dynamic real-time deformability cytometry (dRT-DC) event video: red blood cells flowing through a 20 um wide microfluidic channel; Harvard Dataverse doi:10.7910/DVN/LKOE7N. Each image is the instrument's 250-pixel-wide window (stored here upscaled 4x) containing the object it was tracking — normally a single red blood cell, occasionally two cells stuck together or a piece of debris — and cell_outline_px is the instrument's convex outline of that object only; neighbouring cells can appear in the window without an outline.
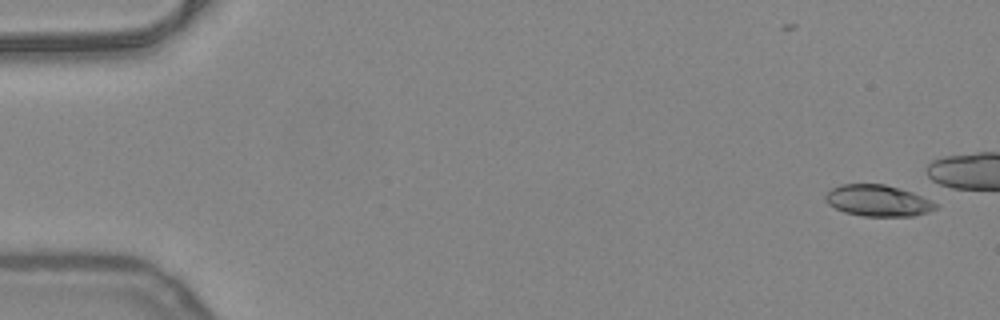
{"species": "common noctule bat (a hibernating species)", "species_latin": "Nyctalus noctula", "temperature_condition": "warm", "stored_images_in_passage": 40, "camera_frame_rate_fps": 3000, "um_per_image_px": 0.085, "animal": {"sex": "female", "body_mass_g": 24.6, "forearm_length_mm": 56.2}, "frame": {"image": 1, "passage_image": 1, "time_ms": 0.0, "image_size_px": [1000, 320], "cell_outline_px": [[940, 204], [936, 208], [928, 212], [912, 216], [864, 216], [844, 212], [828, 204], [824, 200], [824, 196], [832, 188], [840, 184], [884, 184], [912, 192]], "centroid_in_image_um": [74.62, 17.05], "position_along_channel_um": 10.4, "area_um2": 20.11}}
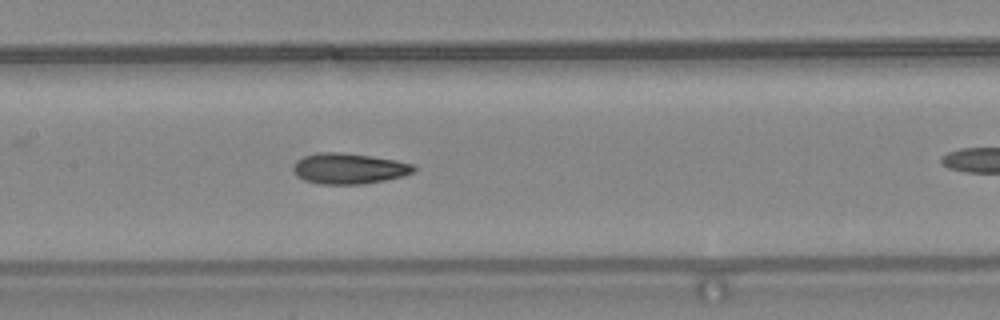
{"frame": {"image": 2, "passage_image": 24, "time_ms": 7.667, "image_size_px": [1000, 320], "cell_outline_px": [[416, 168], [412, 172], [404, 176], [364, 184], [320, 184], [304, 180], [296, 176], [292, 168], [296, 160], [304, 156], [320, 152], [344, 152], [372, 156], [396, 160], [416, 164]], "centroid_in_image_um": [29.66, 14.32], "position_along_channel_um": 177.7, "area_um2": 21.79}}
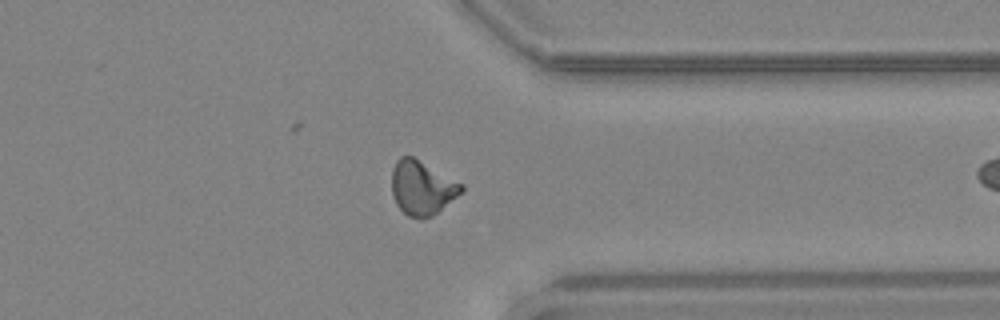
{"frame": {"image": 3, "passage_image": 39, "time_ms": 12.667, "image_size_px": [1000, 320], "cell_outline_px": [[464, 188], [456, 196], [432, 216], [408, 216], [396, 204], [392, 196], [392, 168], [396, 160], [400, 156], [412, 156], [464, 184]], "centroid_in_image_um": [35.84, 15.92], "position_along_channel_um": 375.6, "area_um2": 21.56}}